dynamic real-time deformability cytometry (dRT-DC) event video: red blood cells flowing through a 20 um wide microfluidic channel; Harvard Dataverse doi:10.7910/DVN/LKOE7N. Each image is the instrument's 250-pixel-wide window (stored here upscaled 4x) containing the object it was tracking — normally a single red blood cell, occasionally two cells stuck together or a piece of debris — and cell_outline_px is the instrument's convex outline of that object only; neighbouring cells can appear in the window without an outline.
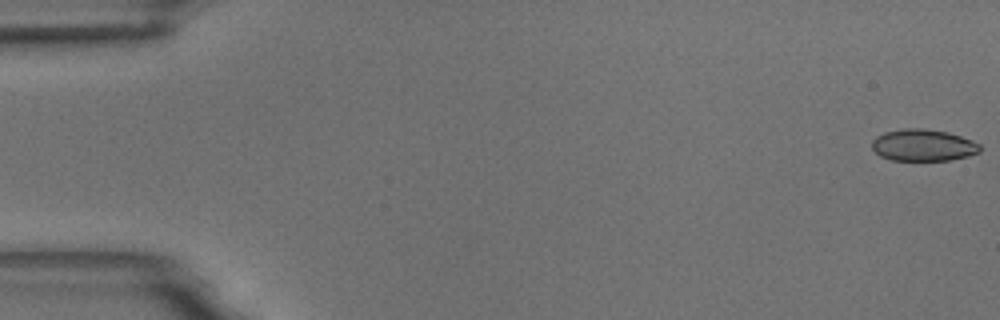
{"species": "common noctule bat (a hibernating species)", "species_latin": "Nyctalus noctula", "temperature_condition": "room temperature", "stored_images_in_passage": 56, "camera_frame_rate_fps": 3000, "um_per_image_px": 0.085, "animal": {"sex": "male", "body_mass_g": 18.8}, "frame": {"image": 1, "passage_image": 1, "time_ms": 0.0, "image_size_px": [1000, 320], "cell_outline_px": [[980, 152], [968, 156], [948, 160], [892, 160], [880, 156], [872, 148], [872, 140], [876, 136], [884, 132], [904, 128], [924, 128], [948, 132], [972, 140], [980, 144]], "centroid_in_image_um": [78.46, 12.33], "position_along_channel_um": 6.5, "area_um2": 20.06}}
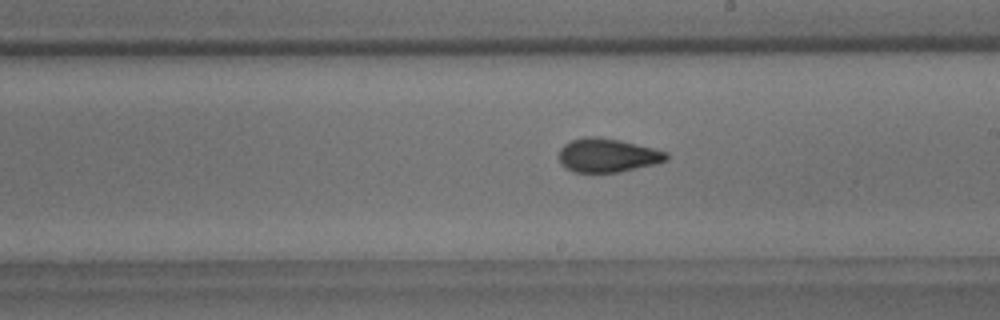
{"frame": {"image": 2, "passage_image": 32, "time_ms": 10.333, "image_size_px": [1000, 320], "cell_outline_px": [[668, 160], [656, 164], [620, 172], [572, 172], [564, 168], [560, 164], [560, 148], [564, 144], [572, 140], [584, 136], [596, 136], [620, 140], [668, 152]], "centroid_in_image_um": [51.63, 13.21], "position_along_channel_um": 237.4, "area_um2": 21.27}}
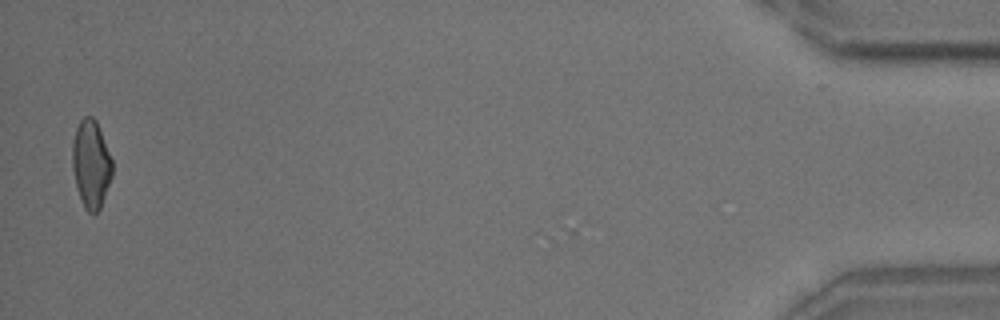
{"frame": {"image": 3, "passage_image": 55, "time_ms": 18.0, "image_size_px": [1000, 320], "cell_outline_px": [[112, 176], [100, 208], [92, 216], [84, 208], [76, 188], [72, 168], [72, 140], [76, 128], [80, 120], [84, 116], [92, 116], [96, 120], [112, 160]], "centroid_in_image_um": [7.72, 13.96], "position_along_channel_um": 427.5, "area_um2": 20.58}, "authors_computed_cell_mechanics": {"area_um2": 20.5479, "velocity_mm_per_s": 3.6568, "shape_relaxation_time_tau1_ms": 6.5812, "shape_relaxation_time_tau2_ms": 1.4894, "deformation_change_tau1": 0.1438, "deformation_change_tau2": 0.0766}}